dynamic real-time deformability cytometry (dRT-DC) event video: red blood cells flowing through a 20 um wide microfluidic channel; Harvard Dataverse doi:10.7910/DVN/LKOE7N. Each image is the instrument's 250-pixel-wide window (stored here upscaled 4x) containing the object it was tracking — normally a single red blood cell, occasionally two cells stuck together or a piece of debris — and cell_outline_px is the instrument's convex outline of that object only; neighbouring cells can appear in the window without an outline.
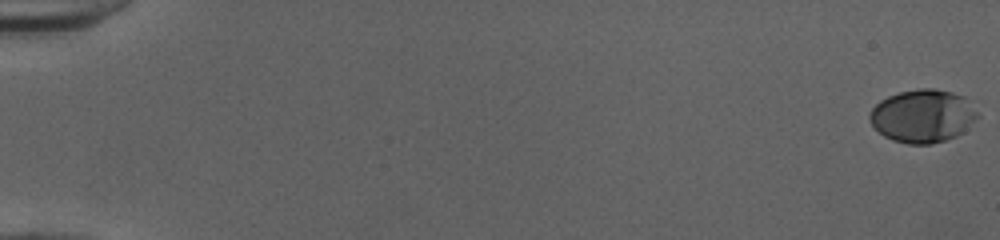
{"species": "human", "species_latin": "Homo sapiens", "temperature_condition": "cold", "stored_images_in_passage": 53, "camera_frame_rate_fps": 3000, "um_per_image_px": 0.085, "donor": {"sex": "female"}, "frame": {"image": 1, "passage_image": 1, "time_ms": 0.0, "image_size_px": [1000, 240], "cell_outline_px": [[980, 116], [964, 132], [956, 136], [932, 144], [908, 144], [892, 140], [884, 136], [872, 124], [868, 116], [872, 108], [880, 100], [888, 96], [900, 92], [920, 88], [932, 88], [952, 92], [964, 96]], "centroid_in_image_um": [78.44, 9.86], "position_along_channel_um": 6.6, "area_um2": 33.35}}
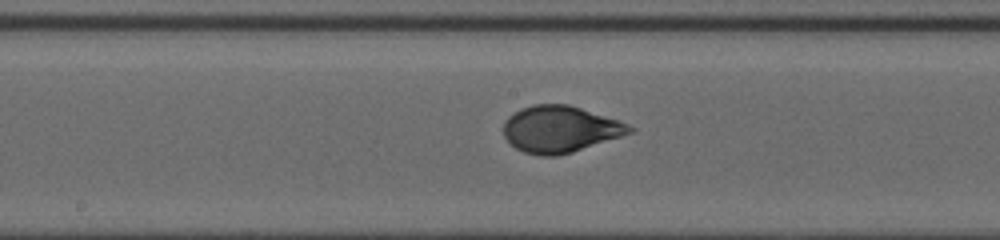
{"frame": {"image": 2, "passage_image": 30, "time_ms": 9.667, "image_size_px": [1000, 240], "cell_outline_px": [[636, 132], [572, 152], [556, 156], [540, 156], [524, 152], [516, 148], [504, 136], [504, 120], [508, 116], [520, 108], [532, 104], [568, 104], [628, 124], [636, 128]], "centroid_in_image_um": [47.61, 10.98], "position_along_channel_um": 200.6, "area_um2": 34.22}}
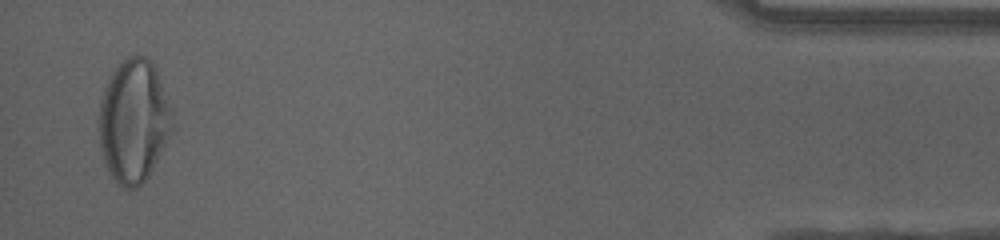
{"frame": {"image": 3, "passage_image": 52, "time_ms": 17.0, "image_size_px": [1000, 240], "cell_outline_px": [[172, 132], [148, 176], [136, 188], [124, 188], [108, 172], [104, 164], [100, 148], [100, 100], [104, 88], [116, 64], [128, 56], [144, 56], [156, 68], [172, 112]], "centroid_in_image_um": [11.35, 10.28], "position_along_channel_um": 423.8, "area_um2": 52.19}, "authors_computed_cell_mechanics": {"area_um2": 33.5818, "velocity_mm_per_s": 4.0201, "shape_relaxation_time_tau1_ms": 4.5176, "shape_relaxation_time_tau2_ms": null, "deformation_change_tau1": 0.2037, "deformation_change_tau2": null}}